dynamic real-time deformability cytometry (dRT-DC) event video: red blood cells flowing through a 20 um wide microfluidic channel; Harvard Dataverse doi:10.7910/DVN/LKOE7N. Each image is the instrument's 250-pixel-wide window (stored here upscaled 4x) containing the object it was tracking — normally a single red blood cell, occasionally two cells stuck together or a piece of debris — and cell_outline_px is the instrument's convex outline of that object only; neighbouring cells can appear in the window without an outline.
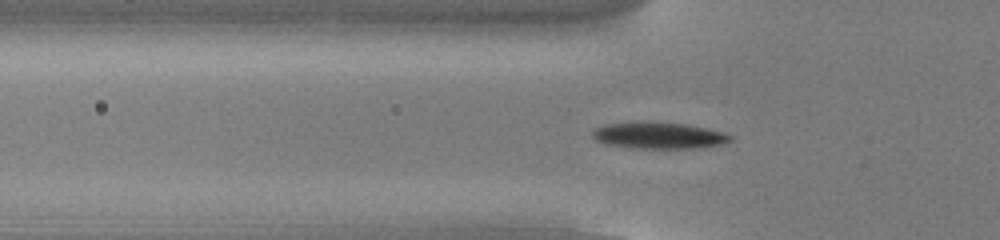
{"species": "common noctule bat (a hibernating species)", "species_latin": "Nyctalus noctula", "temperature_condition": "cold", "stored_images_in_passage": 54, "camera_frame_rate_fps": 3000, "um_per_image_px": 0.085, "animal": {"sex": "male", "body_mass_g": 13.0, "forearm_length_mm": 53.1}, "frame": {"image": 1, "passage_image": 18, "time_ms": 5.667, "image_size_px": [1000, 240], "cell_outline_px": [[732, 140], [720, 144], [692, 148], [632, 148], [608, 144], [596, 140], [592, 136], [592, 132], [596, 128], [608, 124], [636, 120], [688, 124], [708, 128], [724, 132], [732, 136]], "centroid_in_image_um": [55.98, 11.49], "position_along_channel_um": 69.8, "area_um2": 21.44}}
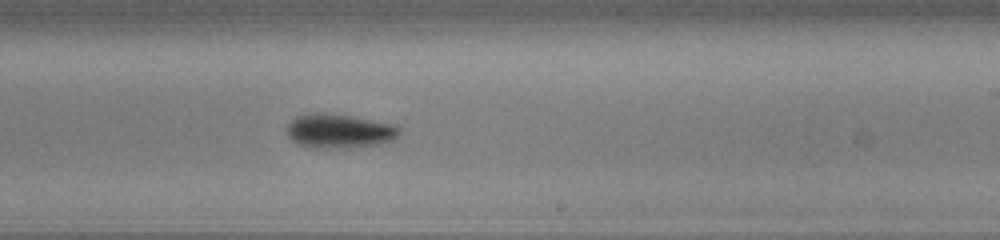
{"frame": {"image": 2, "passage_image": 33, "time_ms": 10.667, "image_size_px": [1000, 240], "cell_outline_px": [[404, 128], [392, 140], [376, 144], [352, 148], [308, 148], [296, 144], [288, 136], [288, 124], [296, 116], [348, 116], [396, 124]], "centroid_in_image_um": [28.9, 11.2], "position_along_channel_um": 260.1, "area_um2": 21.73}}
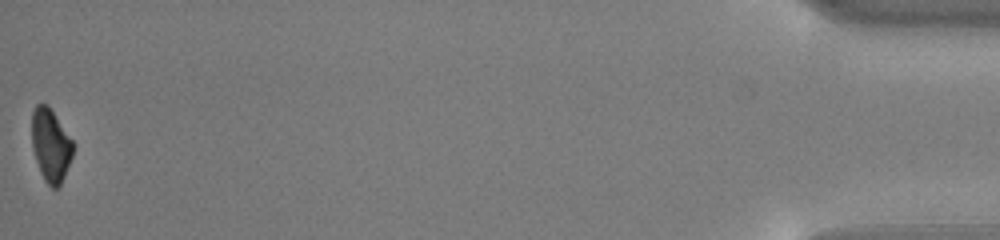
{"frame": {"image": 3, "passage_image": 54, "time_ms": 17.667, "image_size_px": [1000, 240], "cell_outline_px": [[72, 156], [64, 176], [60, 184], [56, 188], [52, 188], [44, 180], [40, 172], [32, 148], [32, 112], [36, 104], [48, 104], [72, 140]], "centroid_in_image_um": [4.28, 12.33], "position_along_channel_um": 430.9, "area_um2": 17.28}, "authors_computed_cell_mechanics": {"area_um2": 19.7098, "velocity_mm_per_s": 3.8265, "shape_relaxation_time_tau1_ms": 2.2809, "shape_relaxation_time_tau2_ms": null, "deformation_change_tau1": 0.1466, "deformation_change_tau2": null}}